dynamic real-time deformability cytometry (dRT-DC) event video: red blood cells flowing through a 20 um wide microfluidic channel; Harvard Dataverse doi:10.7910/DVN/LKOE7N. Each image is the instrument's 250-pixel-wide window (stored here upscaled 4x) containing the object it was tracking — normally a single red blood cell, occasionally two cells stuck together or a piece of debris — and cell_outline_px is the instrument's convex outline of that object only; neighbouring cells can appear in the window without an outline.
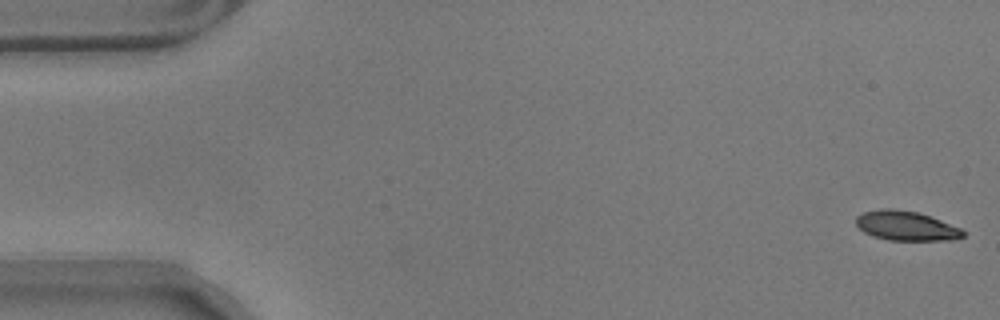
{"species": "common noctule bat (a hibernating species)", "species_latin": "Nyctalus noctula", "temperature_condition": "warm", "stored_images_in_passage": 9, "camera_frame_rate_fps": 3000, "um_per_image_px": 0.085, "animal": {"sex": "male", "body_mass_g": 17.9}, "frame": {"image": 1, "passage_image": 1, "time_ms": 0.0, "image_size_px": [1000, 320], "cell_outline_px": [[964, 236], [952, 240], [888, 240], [872, 236], [864, 232], [856, 224], [856, 216], [864, 212], [880, 208], [892, 208], [916, 212], [940, 220], [960, 228], [964, 232]], "centroid_in_image_um": [76.98, 19.19], "position_along_channel_um": 8.0, "area_um2": 18.26}}